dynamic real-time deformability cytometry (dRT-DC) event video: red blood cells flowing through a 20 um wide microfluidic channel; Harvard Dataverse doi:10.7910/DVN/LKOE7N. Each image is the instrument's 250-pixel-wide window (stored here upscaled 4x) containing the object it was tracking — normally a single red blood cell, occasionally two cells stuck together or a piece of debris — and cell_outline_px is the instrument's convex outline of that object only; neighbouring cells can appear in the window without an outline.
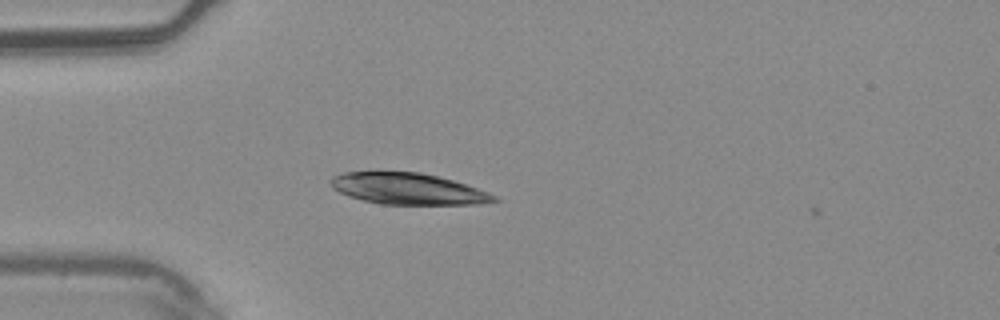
{"species": "common noctule bat (a hibernating species)", "species_latin": "Nyctalus noctula", "temperature_condition": "warm", "stored_images_in_passage": 4, "camera_frame_rate_fps": 3000, "um_per_image_px": 0.085, "animal": {"sex": "male", "body_mass_g": 20.4}, "frame": {"image": 1, "passage_image": 3, "time_ms": 0.667, "image_size_px": [1000, 320], "cell_outline_px": [[500, 200], [480, 204], [380, 204], [348, 196], [332, 188], [332, 176], [344, 172], [420, 172], [452, 180], [488, 192], [496, 196]], "centroid_in_image_um": [34.68, 16.05], "position_along_channel_um": 50.3, "area_um2": 29.48}}